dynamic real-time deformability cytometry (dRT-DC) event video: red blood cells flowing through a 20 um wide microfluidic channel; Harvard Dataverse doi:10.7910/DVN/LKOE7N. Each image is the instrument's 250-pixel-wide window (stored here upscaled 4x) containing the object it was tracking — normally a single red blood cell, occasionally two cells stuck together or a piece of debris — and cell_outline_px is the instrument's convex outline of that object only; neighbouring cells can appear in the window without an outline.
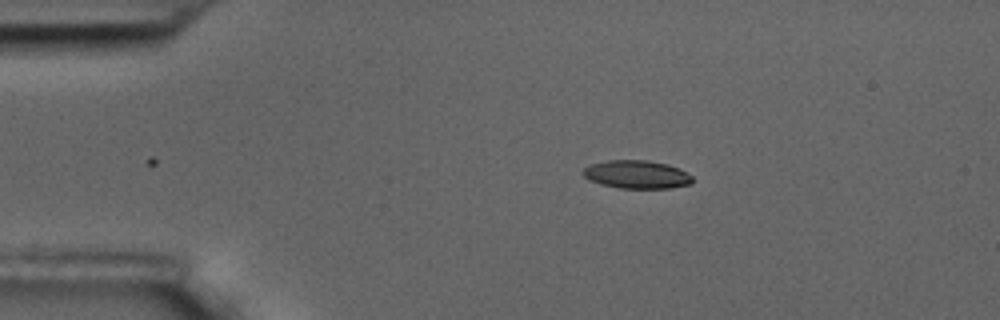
{"species": "common noctule bat (a hibernating species)", "species_latin": "Nyctalus noctula", "temperature_condition": "room temperature", "stored_images_in_passage": 3, "camera_frame_rate_fps": 3000, "um_per_image_px": 0.085, "animal": {"sex": "male", "body_mass_g": 17.5, "forearm_length_mm": 52.3}, "frame": {"image": 1, "passage_image": 1, "time_ms": 0.0, "image_size_px": [1000, 320], "cell_outline_px": [[692, 184], [672, 188], [620, 188], [600, 184], [588, 180], [580, 172], [584, 168], [592, 164], [608, 160], [648, 160], [668, 164], [680, 168], [692, 176]], "centroid_in_image_um": [54.13, 14.83], "position_along_channel_um": 30.9, "area_um2": 18.15}}